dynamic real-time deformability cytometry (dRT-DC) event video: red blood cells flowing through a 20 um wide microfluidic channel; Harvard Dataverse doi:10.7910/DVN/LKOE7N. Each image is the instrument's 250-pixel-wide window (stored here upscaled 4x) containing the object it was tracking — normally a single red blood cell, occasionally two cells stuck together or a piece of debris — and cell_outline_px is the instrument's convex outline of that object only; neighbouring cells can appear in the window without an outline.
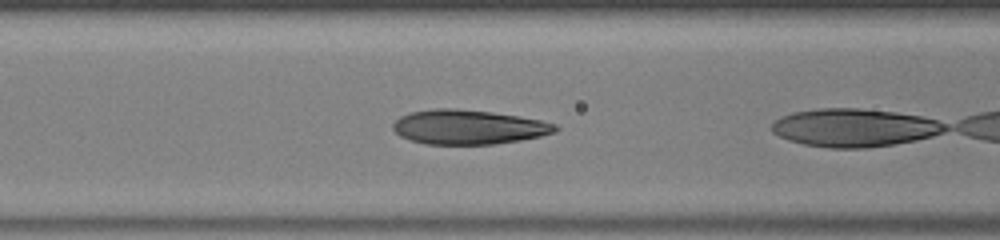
{"species": "human", "species_latin": "Homo sapiens", "temperature_condition": "warm", "stored_images_in_passage": 5, "camera_frame_rate_fps": 3000, "um_per_image_px": 0.085, "donor": {"sex": "male"}, "frame": {"image": 1, "passage_image": 4, "time_ms": 1.0, "image_size_px": [1000, 240], "cell_outline_px": [[560, 128], [556, 132], [540, 136], [520, 140], [492, 144], [424, 144], [408, 140], [400, 136], [392, 128], [392, 124], [400, 116], [412, 112], [432, 108], [456, 108], [492, 112], [520, 116], [540, 120], [556, 124]], "centroid_in_image_um": [39.8, 10.79], "position_along_channel_um": 126.8, "area_um2": 32.77}}